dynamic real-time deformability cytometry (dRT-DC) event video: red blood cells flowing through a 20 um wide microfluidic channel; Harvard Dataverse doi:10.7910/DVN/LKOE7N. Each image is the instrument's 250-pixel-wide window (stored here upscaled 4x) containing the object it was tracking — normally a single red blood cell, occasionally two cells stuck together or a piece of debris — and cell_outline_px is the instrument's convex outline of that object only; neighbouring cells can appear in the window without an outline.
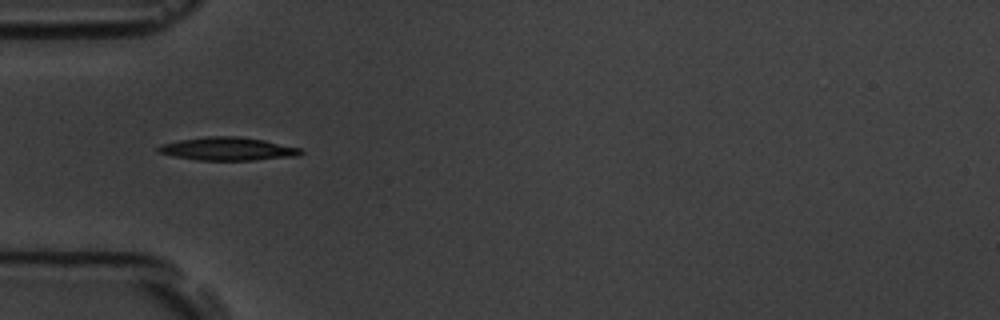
{"species": "common noctule bat (a hibernating species)", "species_latin": "Nyctalus noctula", "temperature_condition": "room temperature", "stored_images_in_passage": 6, "camera_frame_rate_fps": 3000, "um_per_image_px": 0.085, "animal": {"sex": "male", "body_mass_g": 19.5, "forearm_length_mm": 54.6}, "frame": {"image": 1, "passage_image": 6, "time_ms": 5.667, "image_size_px": [1000, 320], "cell_outline_px": [[304, 152], [300, 156], [252, 160], [200, 160], [176, 156], [156, 152], [156, 148], [160, 144], [180, 140], [204, 136], [240, 136], [264, 140], [300, 148]], "centroid_in_image_um": [19.37, 12.65], "position_along_channel_um": 65.6, "area_um2": 19.25}}